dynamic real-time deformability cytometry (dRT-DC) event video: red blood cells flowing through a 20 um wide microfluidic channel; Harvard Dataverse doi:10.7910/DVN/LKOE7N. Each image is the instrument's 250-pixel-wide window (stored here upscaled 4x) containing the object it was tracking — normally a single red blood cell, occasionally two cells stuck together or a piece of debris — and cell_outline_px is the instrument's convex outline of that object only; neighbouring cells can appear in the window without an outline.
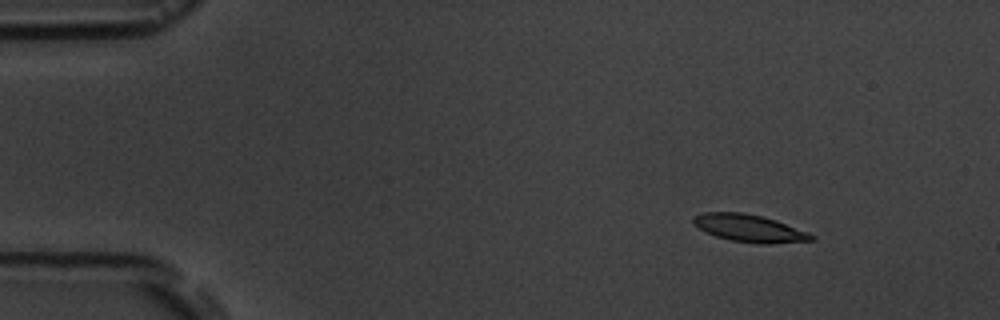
{"species": "common noctule bat (a hibernating species)", "species_latin": "Nyctalus noctula", "temperature_condition": "room temperature", "stored_images_in_passage": 5, "camera_frame_rate_fps": 3000, "um_per_image_px": 0.085, "animal": {"sex": "male", "body_mass_g": 19.5, "forearm_length_mm": 54.6}, "frame": {"image": 1, "passage_image": 3, "time_ms": 2.333, "image_size_px": [1000, 320], "cell_outline_px": [[816, 240], [768, 244], [756, 244], [732, 240], [716, 236], [692, 224], [692, 216], [704, 212], [744, 212], [776, 220], [808, 232], [816, 236]], "centroid_in_image_um": [63.71, 19.4], "position_along_channel_um": 21.3, "area_um2": 18.9}}